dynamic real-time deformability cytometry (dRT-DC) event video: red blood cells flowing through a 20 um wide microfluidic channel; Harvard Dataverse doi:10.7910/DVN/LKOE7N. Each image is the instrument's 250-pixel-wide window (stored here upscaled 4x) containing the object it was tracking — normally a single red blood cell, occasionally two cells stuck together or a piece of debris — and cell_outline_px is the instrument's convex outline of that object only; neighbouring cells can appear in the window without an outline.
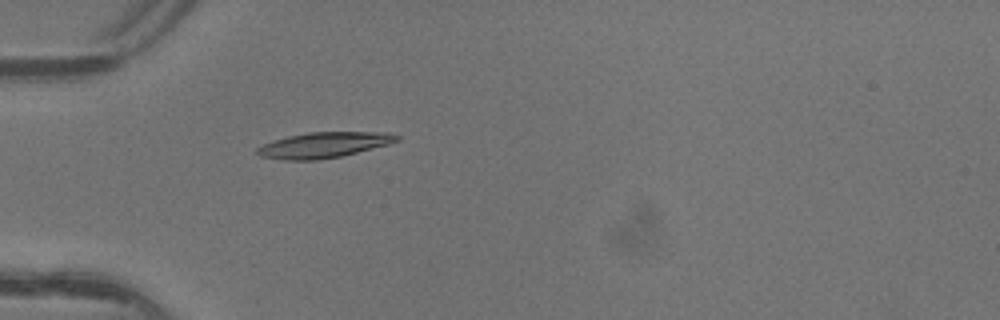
{"species": "common noctule bat (a hibernating species)", "species_latin": "Nyctalus noctula", "temperature_condition": "warm", "stored_images_in_passage": 6, "camera_frame_rate_fps": 3000, "um_per_image_px": 0.085, "animal": {"sex": "female"}, "frame": {"image": 1, "passage_image": 6, "time_ms": 1.667, "image_size_px": [1000, 320], "cell_outline_px": [[400, 140], [388, 144], [340, 156], [316, 160], [284, 160], [260, 156], [252, 152], [256, 148], [264, 144], [288, 136], [308, 132], [392, 132], [400, 136]], "centroid_in_image_um": [27.51, 12.32], "position_along_channel_um": 57.5, "area_um2": 20.75}}